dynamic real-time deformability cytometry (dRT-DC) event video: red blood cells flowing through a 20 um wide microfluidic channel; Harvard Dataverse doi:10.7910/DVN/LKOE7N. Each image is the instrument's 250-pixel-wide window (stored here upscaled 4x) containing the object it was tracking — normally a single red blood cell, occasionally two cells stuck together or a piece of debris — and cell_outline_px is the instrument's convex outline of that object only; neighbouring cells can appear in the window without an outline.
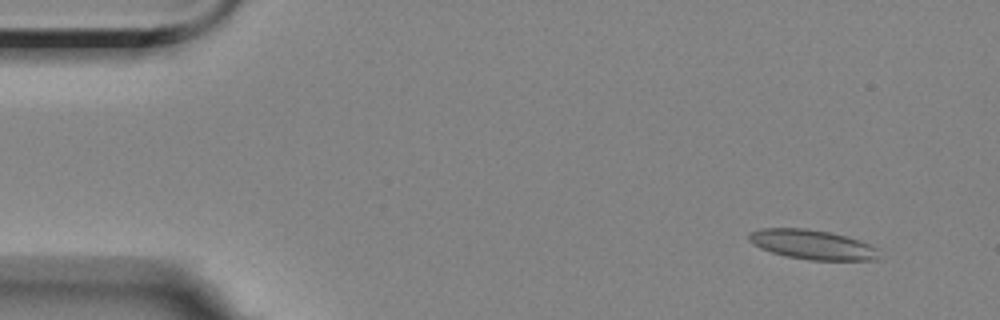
{"species": "Egyptian fruit bat (a non-hibernating species)", "species_latin": "Rousettus aegyptiacus", "temperature_condition": "room temperature", "stored_images_in_passage": 4, "camera_frame_rate_fps": 3000, "um_per_image_px": 0.085, "animal": {"sex": "female"}, "frame": {"image": 1, "passage_image": 1, "time_ms": 0.0, "image_size_px": [1000, 320], "cell_outline_px": [[880, 248], [876, 260], [808, 260], [788, 256], [772, 252], [760, 248], [752, 244], [748, 240], [748, 232], [764, 228], [808, 228], [828, 232], [860, 240]], "centroid_in_image_um": [69.04, 20.78], "position_along_channel_um": 16.0, "area_um2": 22.48}}
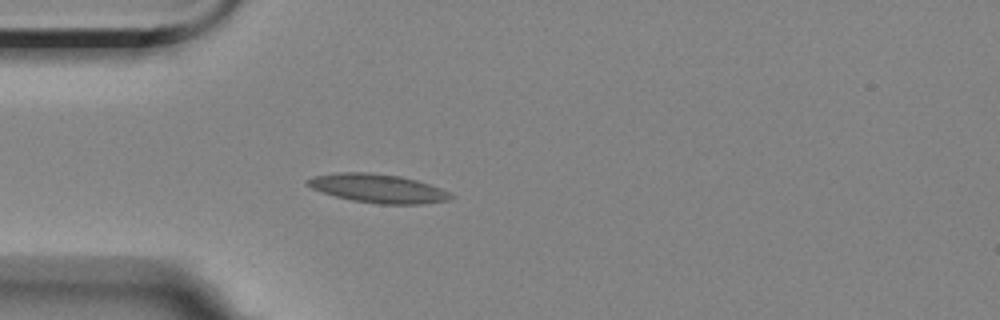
{"frame": {"image": 2, "passage_image": 4, "time_ms": 3.667, "image_size_px": [1000, 320], "cell_outline_px": [[456, 196], [448, 200], [420, 204], [380, 204], [352, 200], [336, 196], [312, 188], [304, 184], [304, 180], [312, 176], [336, 172], [368, 172], [400, 176], [416, 180], [440, 188]], "centroid_in_image_um": [32.08, 16.0], "position_along_channel_um": 52.9, "area_um2": 23.93}}